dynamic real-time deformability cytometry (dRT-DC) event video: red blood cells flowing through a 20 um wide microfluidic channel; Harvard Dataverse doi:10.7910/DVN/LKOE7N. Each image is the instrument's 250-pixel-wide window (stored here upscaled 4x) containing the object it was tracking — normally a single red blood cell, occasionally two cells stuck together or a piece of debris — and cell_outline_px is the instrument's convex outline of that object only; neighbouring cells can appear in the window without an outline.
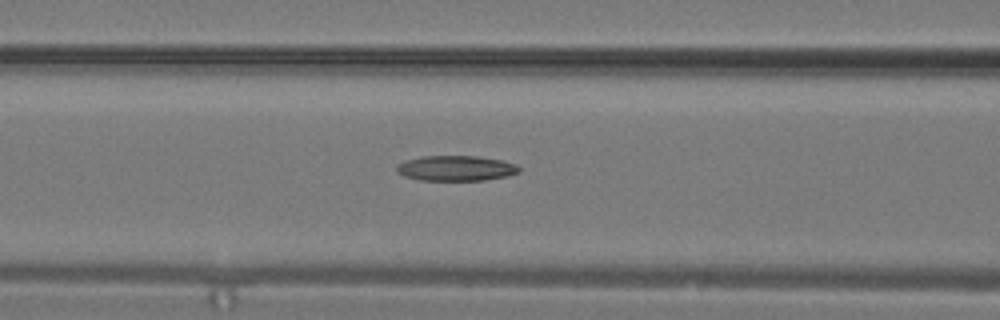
{"species": "common noctule bat (a hibernating species)", "species_latin": "Nyctalus noctula", "temperature_condition": "warm", "stored_images_in_passage": 14, "camera_frame_rate_fps": 3000, "um_per_image_px": 0.085, "animal": {"sex": "male", "body_mass_g": 19.2, "forearm_length_mm": 51.8}, "frame": {"image": 1, "passage_image": 10, "time_ms": 3.0, "image_size_px": [1000, 320], "cell_outline_px": [[520, 172], [508, 176], [484, 180], [420, 180], [404, 176], [396, 172], [396, 164], [404, 160], [420, 156], [476, 156], [500, 160], [516, 164], [520, 168]], "centroid_in_image_um": [38.72, 14.3], "position_along_channel_um": 127.9, "area_um2": 18.15}}
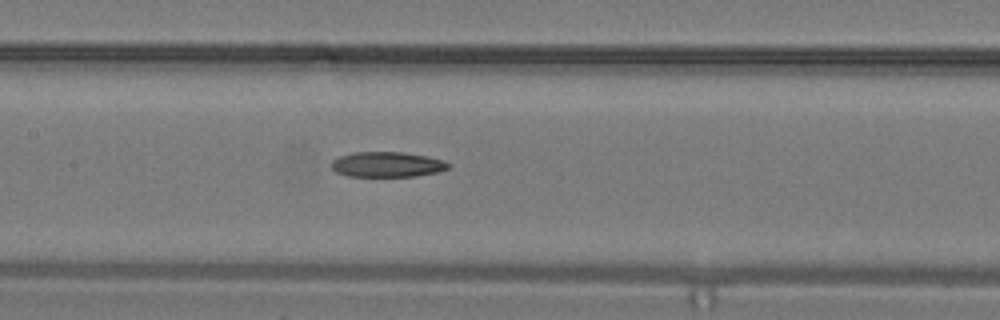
{"frame": {"image": 2, "passage_image": 12, "time_ms": 3.667, "image_size_px": [1000, 320], "cell_outline_px": [[452, 164], [448, 168], [436, 172], [416, 176], [348, 176], [336, 172], [332, 168], [332, 160], [340, 156], [352, 152], [400, 152], [428, 156], [444, 160]], "centroid_in_image_um": [32.92, 13.97], "position_along_channel_um": 174.5, "area_um2": 17.17}}
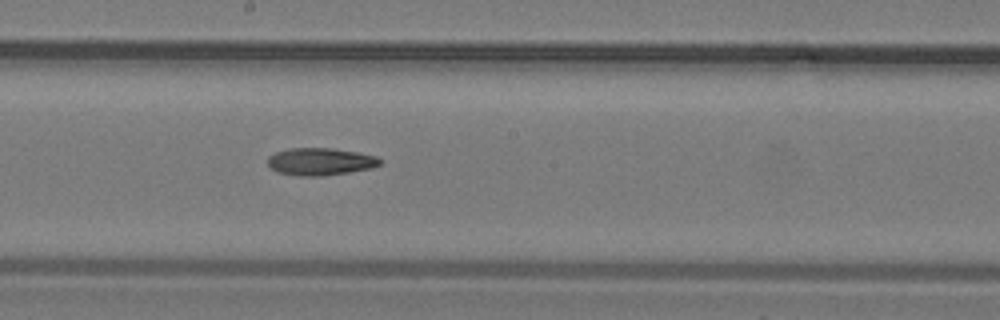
{"frame": {"image": 3, "passage_image": 14, "time_ms": 4.333, "image_size_px": [1000, 320], "cell_outline_px": [[380, 164], [372, 168], [324, 176], [300, 176], [276, 172], [268, 164], [268, 156], [276, 152], [288, 148], [332, 148], [356, 152], [376, 156], [380, 160]], "centroid_in_image_um": [27.2, 13.73], "position_along_channel_um": 221.0, "area_um2": 17.86}}